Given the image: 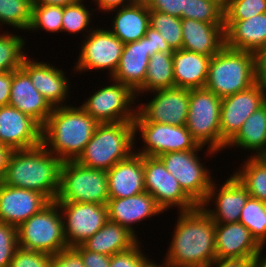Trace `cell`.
I'll return each mask as SVG.
<instances>
[{
	"mask_svg": "<svg viewBox=\"0 0 266 267\" xmlns=\"http://www.w3.org/2000/svg\"><path fill=\"white\" fill-rule=\"evenodd\" d=\"M50 202L37 191L11 187L0 181V222L18 228Z\"/></svg>",
	"mask_w": 266,
	"mask_h": 267,
	"instance_id": "obj_21",
	"label": "cell"
},
{
	"mask_svg": "<svg viewBox=\"0 0 266 267\" xmlns=\"http://www.w3.org/2000/svg\"><path fill=\"white\" fill-rule=\"evenodd\" d=\"M163 213L154 197L146 191L132 197L109 199L107 202L108 220L127 228L140 240L141 233L136 229L139 223L143 225L146 220L150 221L160 214L163 216Z\"/></svg>",
	"mask_w": 266,
	"mask_h": 267,
	"instance_id": "obj_20",
	"label": "cell"
},
{
	"mask_svg": "<svg viewBox=\"0 0 266 267\" xmlns=\"http://www.w3.org/2000/svg\"><path fill=\"white\" fill-rule=\"evenodd\" d=\"M225 46L255 52L266 42V13L246 20H224Z\"/></svg>",
	"mask_w": 266,
	"mask_h": 267,
	"instance_id": "obj_27",
	"label": "cell"
},
{
	"mask_svg": "<svg viewBox=\"0 0 266 267\" xmlns=\"http://www.w3.org/2000/svg\"><path fill=\"white\" fill-rule=\"evenodd\" d=\"M266 13V0H224V20H246Z\"/></svg>",
	"mask_w": 266,
	"mask_h": 267,
	"instance_id": "obj_41",
	"label": "cell"
},
{
	"mask_svg": "<svg viewBox=\"0 0 266 267\" xmlns=\"http://www.w3.org/2000/svg\"><path fill=\"white\" fill-rule=\"evenodd\" d=\"M176 214L162 261L175 266L207 267L216 258L215 222L201 206Z\"/></svg>",
	"mask_w": 266,
	"mask_h": 267,
	"instance_id": "obj_1",
	"label": "cell"
},
{
	"mask_svg": "<svg viewBox=\"0 0 266 267\" xmlns=\"http://www.w3.org/2000/svg\"><path fill=\"white\" fill-rule=\"evenodd\" d=\"M98 124L80 105L54 107L42 126V145L62 161L76 160Z\"/></svg>",
	"mask_w": 266,
	"mask_h": 267,
	"instance_id": "obj_2",
	"label": "cell"
},
{
	"mask_svg": "<svg viewBox=\"0 0 266 267\" xmlns=\"http://www.w3.org/2000/svg\"><path fill=\"white\" fill-rule=\"evenodd\" d=\"M86 2L87 0H79L77 3L64 7L62 18L63 34L65 32L70 36H73V34L78 36L81 33L80 35L85 38L95 28V23L92 22L96 14L95 7L92 6L90 8V5H87Z\"/></svg>",
	"mask_w": 266,
	"mask_h": 267,
	"instance_id": "obj_35",
	"label": "cell"
},
{
	"mask_svg": "<svg viewBox=\"0 0 266 267\" xmlns=\"http://www.w3.org/2000/svg\"><path fill=\"white\" fill-rule=\"evenodd\" d=\"M244 158L240 167L231 172L246 188L250 197L266 203V162L260 156L244 155Z\"/></svg>",
	"mask_w": 266,
	"mask_h": 267,
	"instance_id": "obj_33",
	"label": "cell"
},
{
	"mask_svg": "<svg viewBox=\"0 0 266 267\" xmlns=\"http://www.w3.org/2000/svg\"><path fill=\"white\" fill-rule=\"evenodd\" d=\"M266 247L261 246L259 251L253 256V267H266ZM265 253V254H264Z\"/></svg>",
	"mask_w": 266,
	"mask_h": 267,
	"instance_id": "obj_55",
	"label": "cell"
},
{
	"mask_svg": "<svg viewBox=\"0 0 266 267\" xmlns=\"http://www.w3.org/2000/svg\"><path fill=\"white\" fill-rule=\"evenodd\" d=\"M155 261L156 262H154L150 267H163L162 259L160 260V262H158L157 260H155Z\"/></svg>",
	"mask_w": 266,
	"mask_h": 267,
	"instance_id": "obj_57",
	"label": "cell"
},
{
	"mask_svg": "<svg viewBox=\"0 0 266 267\" xmlns=\"http://www.w3.org/2000/svg\"><path fill=\"white\" fill-rule=\"evenodd\" d=\"M150 10L143 5H127L107 11L111 24L106 28L113 33L123 44L138 41L145 36L150 26ZM115 14V15H113Z\"/></svg>",
	"mask_w": 266,
	"mask_h": 267,
	"instance_id": "obj_28",
	"label": "cell"
},
{
	"mask_svg": "<svg viewBox=\"0 0 266 267\" xmlns=\"http://www.w3.org/2000/svg\"><path fill=\"white\" fill-rule=\"evenodd\" d=\"M150 0H127V5H143L147 6Z\"/></svg>",
	"mask_w": 266,
	"mask_h": 267,
	"instance_id": "obj_56",
	"label": "cell"
},
{
	"mask_svg": "<svg viewBox=\"0 0 266 267\" xmlns=\"http://www.w3.org/2000/svg\"><path fill=\"white\" fill-rule=\"evenodd\" d=\"M148 95L151 99L145 98L146 101L143 103L140 98ZM189 99L190 89L181 87L166 88L140 95L137 97L139 103H137L134 122L186 125Z\"/></svg>",
	"mask_w": 266,
	"mask_h": 267,
	"instance_id": "obj_13",
	"label": "cell"
},
{
	"mask_svg": "<svg viewBox=\"0 0 266 267\" xmlns=\"http://www.w3.org/2000/svg\"><path fill=\"white\" fill-rule=\"evenodd\" d=\"M143 169L145 191L154 197L165 214L174 208L181 212L198 207L158 157L143 156Z\"/></svg>",
	"mask_w": 266,
	"mask_h": 267,
	"instance_id": "obj_14",
	"label": "cell"
},
{
	"mask_svg": "<svg viewBox=\"0 0 266 267\" xmlns=\"http://www.w3.org/2000/svg\"><path fill=\"white\" fill-rule=\"evenodd\" d=\"M104 82L108 83L100 88L95 86L93 93L90 90L80 107L98 123L134 122L138 103L136 93L111 77Z\"/></svg>",
	"mask_w": 266,
	"mask_h": 267,
	"instance_id": "obj_7",
	"label": "cell"
},
{
	"mask_svg": "<svg viewBox=\"0 0 266 267\" xmlns=\"http://www.w3.org/2000/svg\"><path fill=\"white\" fill-rule=\"evenodd\" d=\"M107 172L72 161H63L56 202H81L107 205Z\"/></svg>",
	"mask_w": 266,
	"mask_h": 267,
	"instance_id": "obj_8",
	"label": "cell"
},
{
	"mask_svg": "<svg viewBox=\"0 0 266 267\" xmlns=\"http://www.w3.org/2000/svg\"><path fill=\"white\" fill-rule=\"evenodd\" d=\"M63 11V6L32 5V17L28 33L39 32L40 34L43 31L52 33V35L62 34Z\"/></svg>",
	"mask_w": 266,
	"mask_h": 267,
	"instance_id": "obj_38",
	"label": "cell"
},
{
	"mask_svg": "<svg viewBox=\"0 0 266 267\" xmlns=\"http://www.w3.org/2000/svg\"><path fill=\"white\" fill-rule=\"evenodd\" d=\"M133 123L135 153L138 155L158 157L167 152L207 148L197 143L185 125L174 126L155 122ZM136 143L141 144V148H138Z\"/></svg>",
	"mask_w": 266,
	"mask_h": 267,
	"instance_id": "obj_12",
	"label": "cell"
},
{
	"mask_svg": "<svg viewBox=\"0 0 266 267\" xmlns=\"http://www.w3.org/2000/svg\"><path fill=\"white\" fill-rule=\"evenodd\" d=\"M12 71L0 73V107L9 105Z\"/></svg>",
	"mask_w": 266,
	"mask_h": 267,
	"instance_id": "obj_51",
	"label": "cell"
},
{
	"mask_svg": "<svg viewBox=\"0 0 266 267\" xmlns=\"http://www.w3.org/2000/svg\"><path fill=\"white\" fill-rule=\"evenodd\" d=\"M0 144L13 150L37 147L42 144V126L11 105L1 106Z\"/></svg>",
	"mask_w": 266,
	"mask_h": 267,
	"instance_id": "obj_19",
	"label": "cell"
},
{
	"mask_svg": "<svg viewBox=\"0 0 266 267\" xmlns=\"http://www.w3.org/2000/svg\"><path fill=\"white\" fill-rule=\"evenodd\" d=\"M81 256L85 267H110L109 255L86 250L82 245L73 247Z\"/></svg>",
	"mask_w": 266,
	"mask_h": 267,
	"instance_id": "obj_47",
	"label": "cell"
},
{
	"mask_svg": "<svg viewBox=\"0 0 266 267\" xmlns=\"http://www.w3.org/2000/svg\"><path fill=\"white\" fill-rule=\"evenodd\" d=\"M172 55L173 53L156 52L150 57L144 84L135 92L136 97L175 87Z\"/></svg>",
	"mask_w": 266,
	"mask_h": 267,
	"instance_id": "obj_32",
	"label": "cell"
},
{
	"mask_svg": "<svg viewBox=\"0 0 266 267\" xmlns=\"http://www.w3.org/2000/svg\"><path fill=\"white\" fill-rule=\"evenodd\" d=\"M89 2L92 3L91 6L96 7V12H101L100 14H106L109 10L127 6V0H89Z\"/></svg>",
	"mask_w": 266,
	"mask_h": 267,
	"instance_id": "obj_52",
	"label": "cell"
},
{
	"mask_svg": "<svg viewBox=\"0 0 266 267\" xmlns=\"http://www.w3.org/2000/svg\"><path fill=\"white\" fill-rule=\"evenodd\" d=\"M145 36L148 38V46H149V57H152L156 52H164V53H173L174 50L171 46L164 40V38L160 35V33L153 29L152 27H148Z\"/></svg>",
	"mask_w": 266,
	"mask_h": 267,
	"instance_id": "obj_48",
	"label": "cell"
},
{
	"mask_svg": "<svg viewBox=\"0 0 266 267\" xmlns=\"http://www.w3.org/2000/svg\"><path fill=\"white\" fill-rule=\"evenodd\" d=\"M143 241L140 240L131 249L124 252L116 253L110 258V267H150L154 262V258H149L143 249Z\"/></svg>",
	"mask_w": 266,
	"mask_h": 267,
	"instance_id": "obj_42",
	"label": "cell"
},
{
	"mask_svg": "<svg viewBox=\"0 0 266 267\" xmlns=\"http://www.w3.org/2000/svg\"><path fill=\"white\" fill-rule=\"evenodd\" d=\"M266 103V84L257 81L246 90L222 98L220 108L221 153L244 121Z\"/></svg>",
	"mask_w": 266,
	"mask_h": 267,
	"instance_id": "obj_15",
	"label": "cell"
},
{
	"mask_svg": "<svg viewBox=\"0 0 266 267\" xmlns=\"http://www.w3.org/2000/svg\"><path fill=\"white\" fill-rule=\"evenodd\" d=\"M62 164L63 161L42 144L30 149L13 150L2 182L11 187L37 191L50 201H55Z\"/></svg>",
	"mask_w": 266,
	"mask_h": 267,
	"instance_id": "obj_3",
	"label": "cell"
},
{
	"mask_svg": "<svg viewBox=\"0 0 266 267\" xmlns=\"http://www.w3.org/2000/svg\"><path fill=\"white\" fill-rule=\"evenodd\" d=\"M200 152L206 159H216V156L218 157L219 155L215 150L205 148L167 152L158 156L165 168L179 181L183 191L198 206L205 201L211 184L215 179L213 174L215 170L208 168L209 165L206 166V161H203L206 159L201 157Z\"/></svg>",
	"mask_w": 266,
	"mask_h": 267,
	"instance_id": "obj_6",
	"label": "cell"
},
{
	"mask_svg": "<svg viewBox=\"0 0 266 267\" xmlns=\"http://www.w3.org/2000/svg\"><path fill=\"white\" fill-rule=\"evenodd\" d=\"M163 267H189V266H175L173 264H169L163 261Z\"/></svg>",
	"mask_w": 266,
	"mask_h": 267,
	"instance_id": "obj_58",
	"label": "cell"
},
{
	"mask_svg": "<svg viewBox=\"0 0 266 267\" xmlns=\"http://www.w3.org/2000/svg\"><path fill=\"white\" fill-rule=\"evenodd\" d=\"M51 254L17 247L9 267H50Z\"/></svg>",
	"mask_w": 266,
	"mask_h": 267,
	"instance_id": "obj_44",
	"label": "cell"
},
{
	"mask_svg": "<svg viewBox=\"0 0 266 267\" xmlns=\"http://www.w3.org/2000/svg\"><path fill=\"white\" fill-rule=\"evenodd\" d=\"M98 24L81 41L79 45V55L74 61V71L79 74L93 72H103L106 70L107 76L112 77L115 73L120 57L123 53L124 45L106 26ZM76 62V63H75Z\"/></svg>",
	"mask_w": 266,
	"mask_h": 267,
	"instance_id": "obj_10",
	"label": "cell"
},
{
	"mask_svg": "<svg viewBox=\"0 0 266 267\" xmlns=\"http://www.w3.org/2000/svg\"><path fill=\"white\" fill-rule=\"evenodd\" d=\"M34 58L32 55H28L23 60L21 67L31 78L32 85L53 108L70 105V99L72 98L70 93L73 92L71 91L72 82L69 79L74 75L76 77L74 68H72V73L68 75L65 69L60 68L61 65L57 67V64L53 65L52 61L44 62ZM71 74L72 76H70ZM67 101H69L68 104Z\"/></svg>",
	"mask_w": 266,
	"mask_h": 267,
	"instance_id": "obj_16",
	"label": "cell"
},
{
	"mask_svg": "<svg viewBox=\"0 0 266 267\" xmlns=\"http://www.w3.org/2000/svg\"><path fill=\"white\" fill-rule=\"evenodd\" d=\"M138 239L127 228L107 221L104 226L81 245L91 252L112 256L135 246Z\"/></svg>",
	"mask_w": 266,
	"mask_h": 267,
	"instance_id": "obj_31",
	"label": "cell"
},
{
	"mask_svg": "<svg viewBox=\"0 0 266 267\" xmlns=\"http://www.w3.org/2000/svg\"><path fill=\"white\" fill-rule=\"evenodd\" d=\"M150 27L157 30L173 50L182 49V25L181 18L161 13L149 12Z\"/></svg>",
	"mask_w": 266,
	"mask_h": 267,
	"instance_id": "obj_40",
	"label": "cell"
},
{
	"mask_svg": "<svg viewBox=\"0 0 266 267\" xmlns=\"http://www.w3.org/2000/svg\"><path fill=\"white\" fill-rule=\"evenodd\" d=\"M26 40L27 38L17 31L0 30V73L15 71L22 67L23 60L29 55L25 46L29 41Z\"/></svg>",
	"mask_w": 266,
	"mask_h": 267,
	"instance_id": "obj_34",
	"label": "cell"
},
{
	"mask_svg": "<svg viewBox=\"0 0 266 267\" xmlns=\"http://www.w3.org/2000/svg\"><path fill=\"white\" fill-rule=\"evenodd\" d=\"M227 174L229 177L222 184L219 179L213 180L205 201L200 205L215 223L239 222L242 209L250 197L238 179L232 173Z\"/></svg>",
	"mask_w": 266,
	"mask_h": 267,
	"instance_id": "obj_18",
	"label": "cell"
},
{
	"mask_svg": "<svg viewBox=\"0 0 266 267\" xmlns=\"http://www.w3.org/2000/svg\"><path fill=\"white\" fill-rule=\"evenodd\" d=\"M18 246L56 254L68 248L59 205L51 201L17 228Z\"/></svg>",
	"mask_w": 266,
	"mask_h": 267,
	"instance_id": "obj_9",
	"label": "cell"
},
{
	"mask_svg": "<svg viewBox=\"0 0 266 267\" xmlns=\"http://www.w3.org/2000/svg\"><path fill=\"white\" fill-rule=\"evenodd\" d=\"M134 138L133 122L99 123L75 161L89 168L108 171L135 152Z\"/></svg>",
	"mask_w": 266,
	"mask_h": 267,
	"instance_id": "obj_4",
	"label": "cell"
},
{
	"mask_svg": "<svg viewBox=\"0 0 266 267\" xmlns=\"http://www.w3.org/2000/svg\"><path fill=\"white\" fill-rule=\"evenodd\" d=\"M256 82L254 53L224 46L210 59L204 88L222 99Z\"/></svg>",
	"mask_w": 266,
	"mask_h": 267,
	"instance_id": "obj_5",
	"label": "cell"
},
{
	"mask_svg": "<svg viewBox=\"0 0 266 267\" xmlns=\"http://www.w3.org/2000/svg\"><path fill=\"white\" fill-rule=\"evenodd\" d=\"M149 59L148 38L146 36L138 41L126 43L119 65L111 78L127 85L136 92L144 84Z\"/></svg>",
	"mask_w": 266,
	"mask_h": 267,
	"instance_id": "obj_26",
	"label": "cell"
},
{
	"mask_svg": "<svg viewBox=\"0 0 266 267\" xmlns=\"http://www.w3.org/2000/svg\"><path fill=\"white\" fill-rule=\"evenodd\" d=\"M231 148L234 151L237 149V152L238 149L244 153L246 151L245 155L249 157H259L266 152V103L244 121L238 133L226 144L224 151L232 150Z\"/></svg>",
	"mask_w": 266,
	"mask_h": 267,
	"instance_id": "obj_30",
	"label": "cell"
},
{
	"mask_svg": "<svg viewBox=\"0 0 266 267\" xmlns=\"http://www.w3.org/2000/svg\"><path fill=\"white\" fill-rule=\"evenodd\" d=\"M50 267H85L80 254L68 247L51 255Z\"/></svg>",
	"mask_w": 266,
	"mask_h": 267,
	"instance_id": "obj_45",
	"label": "cell"
},
{
	"mask_svg": "<svg viewBox=\"0 0 266 267\" xmlns=\"http://www.w3.org/2000/svg\"><path fill=\"white\" fill-rule=\"evenodd\" d=\"M68 247L81 245L108 221L107 205L57 202Z\"/></svg>",
	"mask_w": 266,
	"mask_h": 267,
	"instance_id": "obj_17",
	"label": "cell"
},
{
	"mask_svg": "<svg viewBox=\"0 0 266 267\" xmlns=\"http://www.w3.org/2000/svg\"><path fill=\"white\" fill-rule=\"evenodd\" d=\"M107 172L109 199L127 198L145 192L143 156L135 152Z\"/></svg>",
	"mask_w": 266,
	"mask_h": 267,
	"instance_id": "obj_23",
	"label": "cell"
},
{
	"mask_svg": "<svg viewBox=\"0 0 266 267\" xmlns=\"http://www.w3.org/2000/svg\"><path fill=\"white\" fill-rule=\"evenodd\" d=\"M13 152L11 147L0 144V181H2L8 166L10 156Z\"/></svg>",
	"mask_w": 266,
	"mask_h": 267,
	"instance_id": "obj_53",
	"label": "cell"
},
{
	"mask_svg": "<svg viewBox=\"0 0 266 267\" xmlns=\"http://www.w3.org/2000/svg\"><path fill=\"white\" fill-rule=\"evenodd\" d=\"M185 0H150L147 8L184 19Z\"/></svg>",
	"mask_w": 266,
	"mask_h": 267,
	"instance_id": "obj_46",
	"label": "cell"
},
{
	"mask_svg": "<svg viewBox=\"0 0 266 267\" xmlns=\"http://www.w3.org/2000/svg\"><path fill=\"white\" fill-rule=\"evenodd\" d=\"M184 19L224 24V0H185Z\"/></svg>",
	"mask_w": 266,
	"mask_h": 267,
	"instance_id": "obj_39",
	"label": "cell"
},
{
	"mask_svg": "<svg viewBox=\"0 0 266 267\" xmlns=\"http://www.w3.org/2000/svg\"><path fill=\"white\" fill-rule=\"evenodd\" d=\"M253 257L215 258L207 267H253Z\"/></svg>",
	"mask_w": 266,
	"mask_h": 267,
	"instance_id": "obj_50",
	"label": "cell"
},
{
	"mask_svg": "<svg viewBox=\"0 0 266 267\" xmlns=\"http://www.w3.org/2000/svg\"><path fill=\"white\" fill-rule=\"evenodd\" d=\"M172 59L175 87L187 89L205 87L210 56L179 49L174 50Z\"/></svg>",
	"mask_w": 266,
	"mask_h": 267,
	"instance_id": "obj_29",
	"label": "cell"
},
{
	"mask_svg": "<svg viewBox=\"0 0 266 267\" xmlns=\"http://www.w3.org/2000/svg\"><path fill=\"white\" fill-rule=\"evenodd\" d=\"M17 247V227L0 222V267H9Z\"/></svg>",
	"mask_w": 266,
	"mask_h": 267,
	"instance_id": "obj_43",
	"label": "cell"
},
{
	"mask_svg": "<svg viewBox=\"0 0 266 267\" xmlns=\"http://www.w3.org/2000/svg\"><path fill=\"white\" fill-rule=\"evenodd\" d=\"M79 0H32V5L67 6L77 3Z\"/></svg>",
	"mask_w": 266,
	"mask_h": 267,
	"instance_id": "obj_54",
	"label": "cell"
},
{
	"mask_svg": "<svg viewBox=\"0 0 266 267\" xmlns=\"http://www.w3.org/2000/svg\"><path fill=\"white\" fill-rule=\"evenodd\" d=\"M216 258L253 257L261 245L240 222L215 223Z\"/></svg>",
	"mask_w": 266,
	"mask_h": 267,
	"instance_id": "obj_24",
	"label": "cell"
},
{
	"mask_svg": "<svg viewBox=\"0 0 266 267\" xmlns=\"http://www.w3.org/2000/svg\"><path fill=\"white\" fill-rule=\"evenodd\" d=\"M9 105L31 116L43 126L53 107L32 85L31 78L22 69L12 71Z\"/></svg>",
	"mask_w": 266,
	"mask_h": 267,
	"instance_id": "obj_22",
	"label": "cell"
},
{
	"mask_svg": "<svg viewBox=\"0 0 266 267\" xmlns=\"http://www.w3.org/2000/svg\"><path fill=\"white\" fill-rule=\"evenodd\" d=\"M32 17V0H0V30L5 26L28 32ZM3 27V28H2Z\"/></svg>",
	"mask_w": 266,
	"mask_h": 267,
	"instance_id": "obj_36",
	"label": "cell"
},
{
	"mask_svg": "<svg viewBox=\"0 0 266 267\" xmlns=\"http://www.w3.org/2000/svg\"><path fill=\"white\" fill-rule=\"evenodd\" d=\"M256 81L266 84V42L254 52Z\"/></svg>",
	"mask_w": 266,
	"mask_h": 267,
	"instance_id": "obj_49",
	"label": "cell"
},
{
	"mask_svg": "<svg viewBox=\"0 0 266 267\" xmlns=\"http://www.w3.org/2000/svg\"><path fill=\"white\" fill-rule=\"evenodd\" d=\"M239 222L261 246H266V203L249 197L242 209Z\"/></svg>",
	"mask_w": 266,
	"mask_h": 267,
	"instance_id": "obj_37",
	"label": "cell"
},
{
	"mask_svg": "<svg viewBox=\"0 0 266 267\" xmlns=\"http://www.w3.org/2000/svg\"><path fill=\"white\" fill-rule=\"evenodd\" d=\"M182 49L212 57L225 46L224 24L181 19Z\"/></svg>",
	"mask_w": 266,
	"mask_h": 267,
	"instance_id": "obj_25",
	"label": "cell"
},
{
	"mask_svg": "<svg viewBox=\"0 0 266 267\" xmlns=\"http://www.w3.org/2000/svg\"><path fill=\"white\" fill-rule=\"evenodd\" d=\"M266 162V152L260 156Z\"/></svg>",
	"mask_w": 266,
	"mask_h": 267,
	"instance_id": "obj_59",
	"label": "cell"
},
{
	"mask_svg": "<svg viewBox=\"0 0 266 267\" xmlns=\"http://www.w3.org/2000/svg\"><path fill=\"white\" fill-rule=\"evenodd\" d=\"M222 99L205 88L190 89L186 127L201 146L221 155L220 108Z\"/></svg>",
	"mask_w": 266,
	"mask_h": 267,
	"instance_id": "obj_11",
	"label": "cell"
}]
</instances>
